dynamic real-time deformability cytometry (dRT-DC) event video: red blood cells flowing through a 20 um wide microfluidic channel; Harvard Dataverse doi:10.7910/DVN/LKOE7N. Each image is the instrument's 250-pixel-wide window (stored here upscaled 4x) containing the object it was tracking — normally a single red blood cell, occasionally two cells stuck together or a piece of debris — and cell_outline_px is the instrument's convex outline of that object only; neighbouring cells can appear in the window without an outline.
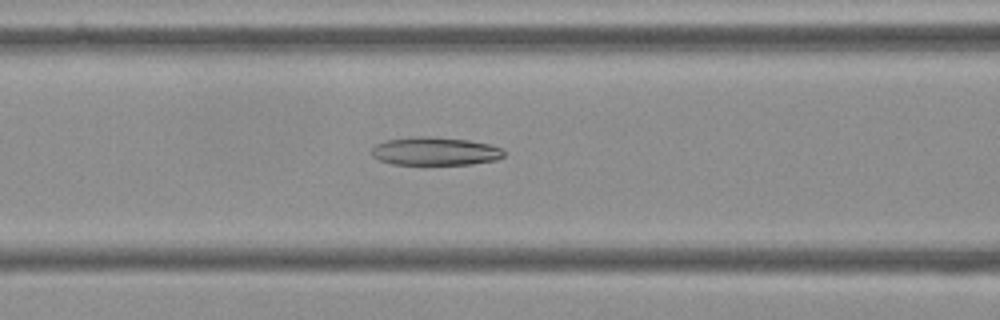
{"species": "Egyptian fruit bat (a non-hibernating species)", "species_latin": "Rousettus aegyptiacus", "temperature_condition": "cold", "stored_images_in_passage": 56, "camera_frame_rate_fps": 3000, "um_per_image_px": 0.085, "frame": {"image": 1, "passage_image": 23, "time_ms": 7.333, "image_size_px": [1000, 320], "cell_outline_px": [[504, 156], [496, 160], [472, 164], [392, 164], [380, 160], [372, 156], [372, 148], [376, 144], [388, 140], [416, 136], [428, 136], [468, 140], [488, 144], [504, 148]], "centroid_in_image_um": [37.01, 12.85], "position_along_channel_um": 129.6, "area_um2": 21.68}}
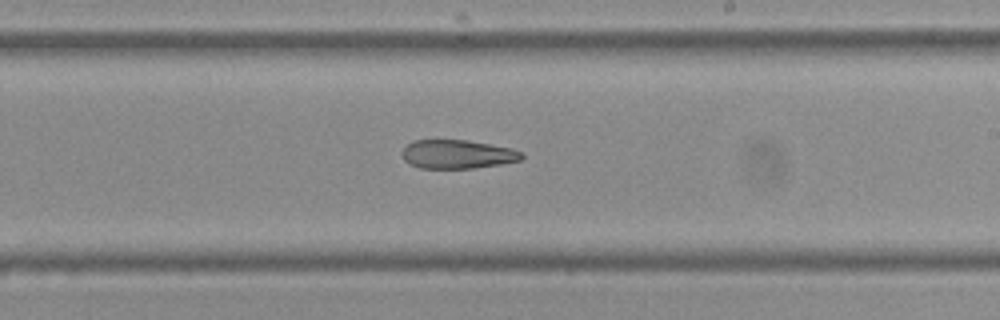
{"frame": {"image": 2, "passage_image": 33, "time_ms": 10.667, "image_size_px": [1000, 320], "cell_outline_px": [[524, 156], [520, 160], [500, 164], [472, 168], [420, 168], [408, 164], [404, 160], [400, 152], [412, 140], [468, 140], [512, 148], [524, 152]], "centroid_in_image_um": [38.87, 13.1], "position_along_channel_um": 250.1, "area_um2": 20.17}}
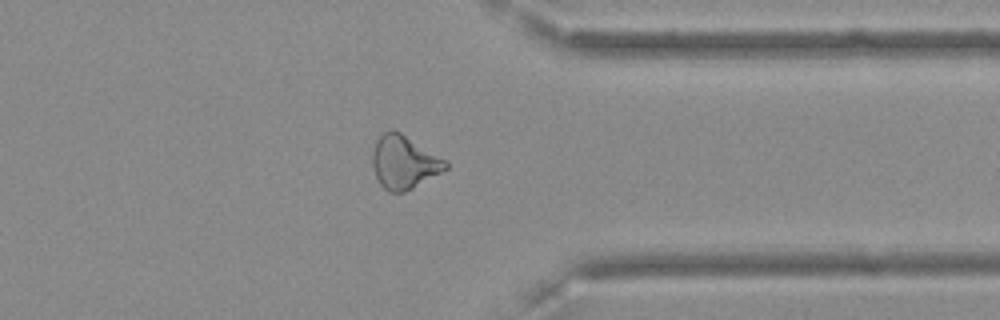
{"frame": {"image": 3, "passage_image": 44, "time_ms": 14.333, "image_size_px": [1000, 320], "cell_outline_px": [[448, 168], [412, 188], [404, 192], [388, 192], [380, 184], [376, 176], [372, 164], [372, 152], [376, 140], [384, 132], [392, 128], [400, 132], [448, 160]], "centroid_in_image_um": [34.34, 13.77], "position_along_channel_um": 377.1, "area_um2": 22.72}}